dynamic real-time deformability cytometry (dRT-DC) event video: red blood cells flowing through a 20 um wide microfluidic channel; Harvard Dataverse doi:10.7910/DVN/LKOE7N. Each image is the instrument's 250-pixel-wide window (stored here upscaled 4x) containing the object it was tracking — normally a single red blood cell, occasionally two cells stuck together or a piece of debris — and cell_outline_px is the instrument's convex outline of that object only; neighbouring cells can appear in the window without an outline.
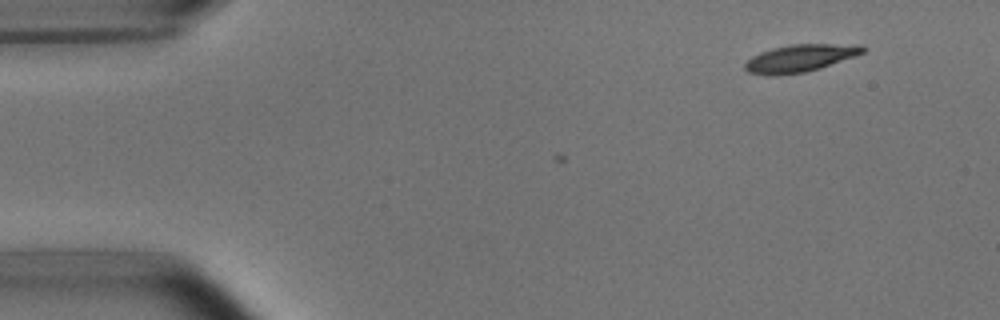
{"species": "common noctule bat (a hibernating species)", "species_latin": "Nyctalus noctula", "temperature_condition": "room temperature", "stored_images_in_passage": 3, "camera_frame_rate_fps": 3000, "um_per_image_px": 0.085, "animal": {"sex": "male", "body_mass_g": 15.6}, "frame": {"image": 1, "passage_image": 3, "time_ms": 2.333, "image_size_px": [1000, 320], "cell_outline_px": [[868, 48], [864, 52], [856, 56], [820, 68], [804, 72], [780, 76], [768, 76], [748, 72], [744, 68], [744, 64], [752, 56], [760, 52], [772, 48], [792, 44], [860, 44]], "centroid_in_image_um": [68.02, 4.95], "position_along_channel_um": 17.0, "area_um2": 19.07}}